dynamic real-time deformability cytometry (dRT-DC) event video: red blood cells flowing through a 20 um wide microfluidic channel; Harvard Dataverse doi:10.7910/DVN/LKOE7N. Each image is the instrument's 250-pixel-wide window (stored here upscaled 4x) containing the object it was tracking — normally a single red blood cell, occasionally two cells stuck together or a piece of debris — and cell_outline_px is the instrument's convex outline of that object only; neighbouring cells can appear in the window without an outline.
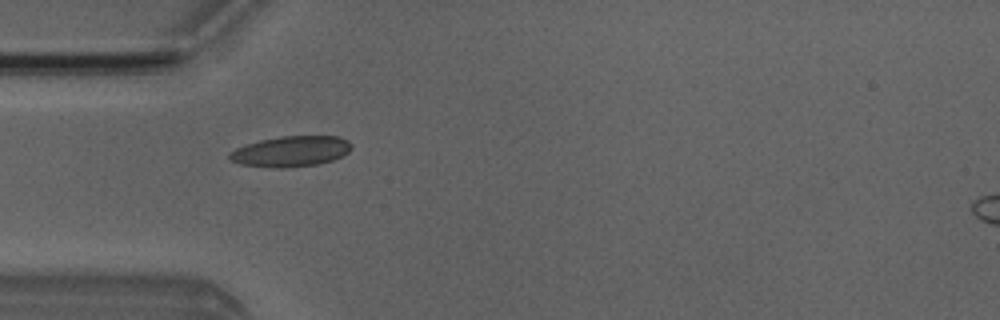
{"species": "Egyptian fruit bat (a non-hibernating species)", "species_latin": "Rousettus aegyptiacus", "temperature_condition": "room temperature", "stored_images_in_passage": 7, "camera_frame_rate_fps": 3000, "um_per_image_px": 0.085, "animal": {"sex": "male"}, "frame": {"image": 1, "passage_image": 6, "time_ms": 7.0, "image_size_px": [1000, 320], "cell_outline_px": [[352, 148], [348, 152], [332, 160], [316, 164], [284, 168], [280, 168], [240, 164], [232, 160], [228, 156], [228, 152], [236, 148], [260, 140], [280, 136], [340, 136], [348, 140], [352, 144]], "centroid_in_image_um": [24.74, 12.85], "position_along_channel_um": 60.3, "area_um2": 21.62}}